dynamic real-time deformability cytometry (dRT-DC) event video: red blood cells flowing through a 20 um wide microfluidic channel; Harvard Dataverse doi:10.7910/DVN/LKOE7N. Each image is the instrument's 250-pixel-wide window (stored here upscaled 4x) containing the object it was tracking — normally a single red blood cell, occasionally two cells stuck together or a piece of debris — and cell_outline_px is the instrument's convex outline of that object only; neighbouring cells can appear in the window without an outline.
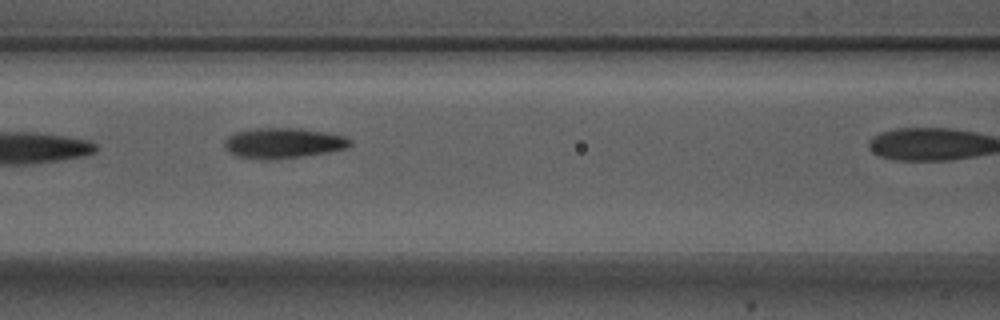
{"species": "Egyptian fruit bat (a non-hibernating species)", "species_latin": "Rousettus aegyptiacus", "temperature_condition": "warm", "stored_images_in_passage": 5, "camera_frame_rate_fps": 3000, "um_per_image_px": 0.085, "animal": {"sex": "male"}, "frame": {"image": 1, "passage_image": 3, "time_ms": 0.667, "image_size_px": [1000, 320], "cell_outline_px": [[352, 144], [348, 148], [328, 152], [304, 156], [276, 160], [264, 160], [236, 156], [224, 148], [224, 140], [228, 136], [236, 132], [256, 128], [300, 128], [324, 132], [344, 136], [352, 140]], "centroid_in_image_um": [24.07, 12.17], "position_along_channel_um": 142.5, "area_um2": 22.48}}